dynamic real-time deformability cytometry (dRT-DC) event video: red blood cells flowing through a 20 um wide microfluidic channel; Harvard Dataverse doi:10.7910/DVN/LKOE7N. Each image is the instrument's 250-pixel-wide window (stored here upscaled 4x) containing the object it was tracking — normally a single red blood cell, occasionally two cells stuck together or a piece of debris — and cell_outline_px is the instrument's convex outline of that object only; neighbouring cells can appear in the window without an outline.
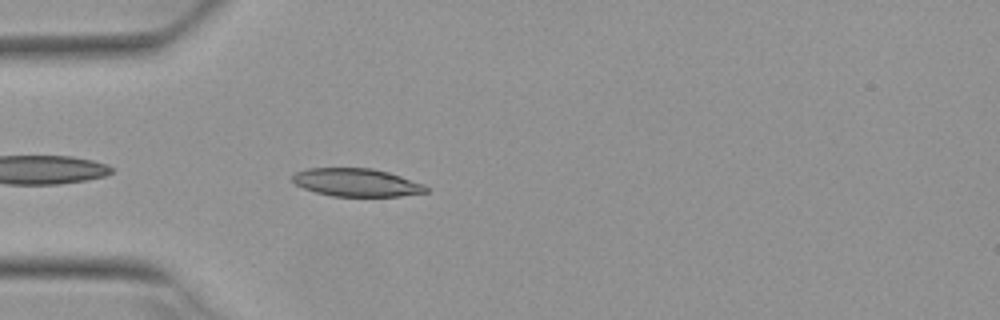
{"species": "Egyptian fruit bat (a non-hibernating species)", "species_latin": "Rousettus aegyptiacus", "temperature_condition": "warm", "stored_images_in_passage": 4, "camera_frame_rate_fps": 3000, "um_per_image_px": 0.085, "animal": {"sex": "female"}, "frame": {"image": 1, "passage_image": 4, "time_ms": 1.0, "image_size_px": [1000, 320], "cell_outline_px": [[428, 192], [400, 196], [332, 196], [316, 192], [304, 188], [296, 184], [292, 180], [292, 176], [296, 172], [308, 168], [372, 168], [388, 172], [424, 184], [428, 188]], "centroid_in_image_um": [30.31, 15.51], "position_along_channel_um": 54.7, "area_um2": 21.68}}